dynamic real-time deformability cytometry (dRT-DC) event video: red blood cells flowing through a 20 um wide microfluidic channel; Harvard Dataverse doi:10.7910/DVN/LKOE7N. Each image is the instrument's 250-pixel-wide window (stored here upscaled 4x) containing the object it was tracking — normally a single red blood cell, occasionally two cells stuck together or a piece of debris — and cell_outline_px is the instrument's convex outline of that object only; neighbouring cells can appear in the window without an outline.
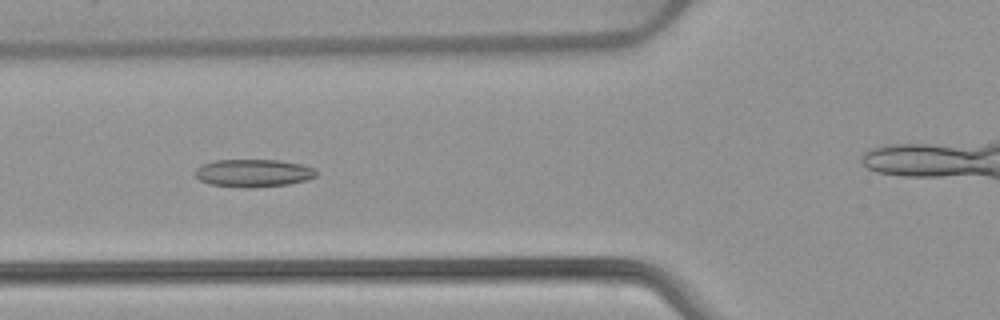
{"species": "common noctule bat (a hibernating species)", "species_latin": "Nyctalus noctula", "temperature_condition": "warm", "stored_images_in_passage": 53, "camera_frame_rate_fps": 3000, "um_per_image_px": 0.085, "animal": {"sex": "female", "body_mass_g": 22.7, "forearm_length_mm": 54.2}, "frame": {"image": 1, "passage_image": 20, "time_ms": 6.333, "image_size_px": [1000, 320], "cell_outline_px": [[320, 172], [316, 176], [308, 180], [288, 184], [252, 188], [240, 188], [208, 184], [200, 180], [192, 172], [200, 164], [216, 160], [280, 160], [300, 164], [316, 168]], "centroid_in_image_um": [21.53, 14.71], "position_along_channel_um": 104.3, "area_um2": 20.06}}
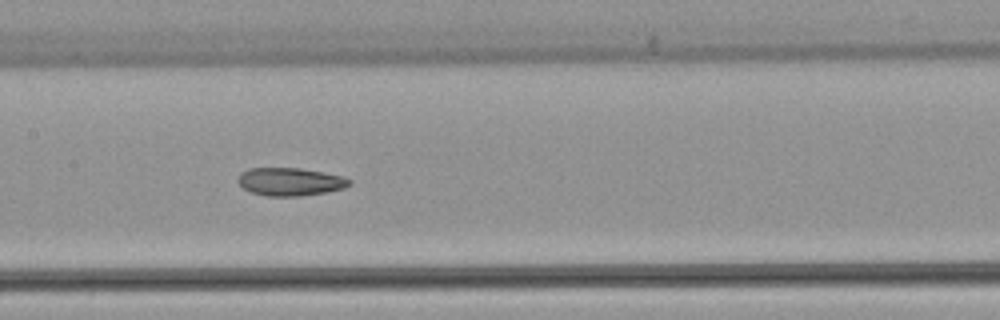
{"frame": {"image": 2, "passage_image": 26, "time_ms": 8.333, "image_size_px": [1000, 320], "cell_outline_px": [[352, 184], [344, 188], [328, 192], [300, 196], [268, 196], [252, 192], [244, 188], [236, 180], [240, 172], [248, 168], [300, 168], [324, 172], [344, 176], [352, 180]], "centroid_in_image_um": [24.69, 15.44], "position_along_channel_um": 182.7, "area_um2": 18.38}}
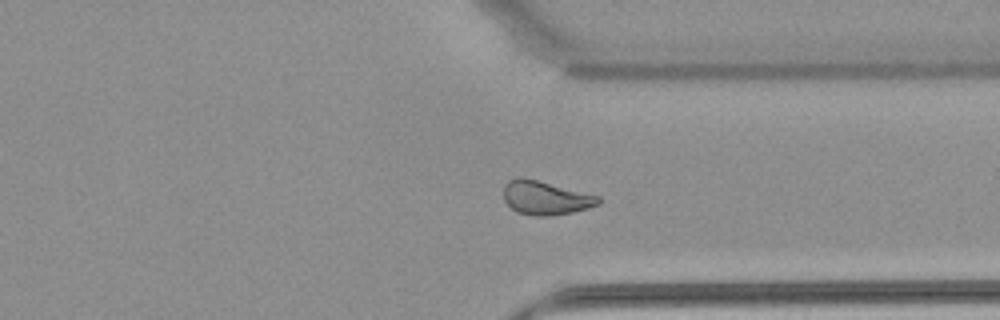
{"frame": {"image": 3, "passage_image": 40, "time_ms": 13.0, "image_size_px": [1000, 320], "cell_outline_px": [[600, 204], [588, 208], [572, 212], [548, 216], [532, 216], [516, 212], [504, 200], [504, 184], [508, 180], [516, 176], [520, 176], [600, 196]], "centroid_in_image_um": [46.34, 16.82], "position_along_channel_um": 365.1, "area_um2": 18.67}, "authors_computed_cell_mechanics": {"area_um2": 20.0566, "velocity_mm_per_s": 3.9083, "shape_relaxation_time_tau1_ms": null, "shape_relaxation_time_tau2_ms": 3.1504, "deformation_change_tau1": null, "deformation_change_tau2": 0.0898}}